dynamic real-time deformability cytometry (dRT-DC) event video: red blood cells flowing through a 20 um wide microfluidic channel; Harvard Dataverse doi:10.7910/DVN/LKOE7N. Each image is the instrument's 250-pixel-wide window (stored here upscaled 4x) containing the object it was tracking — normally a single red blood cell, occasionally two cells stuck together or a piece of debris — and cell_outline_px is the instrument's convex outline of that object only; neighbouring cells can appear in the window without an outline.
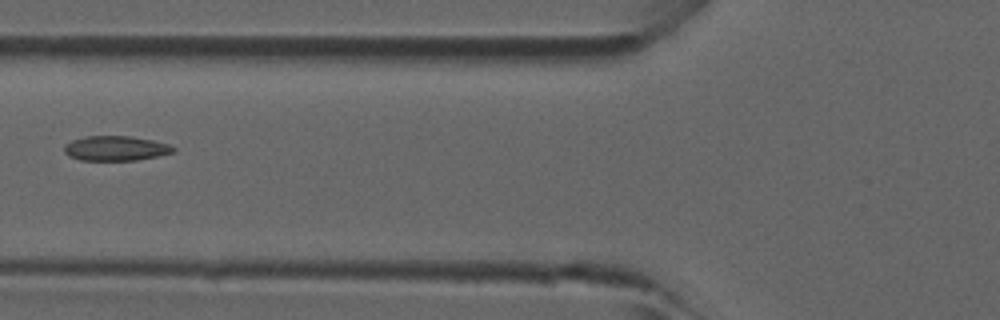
{"species": "common noctule bat (a hibernating species)", "species_latin": "Nyctalus noctula", "temperature_condition": "room temperature", "stored_images_in_passage": 6, "camera_frame_rate_fps": 3000, "um_per_image_px": 0.085, "animal": {"sex": "male", "forearm_length_mm": 52.5}, "frame": {"image": 1, "passage_image": 5, "time_ms": 1.333, "image_size_px": [1000, 320], "cell_outline_px": [[176, 148], [172, 152], [156, 156], [136, 160], [80, 160], [68, 156], [64, 152], [64, 144], [72, 140], [84, 136], [132, 136], [152, 140], [168, 144]], "centroid_in_image_um": [9.78, 12.6], "position_along_channel_um": 116.0, "area_um2": 15.72}}
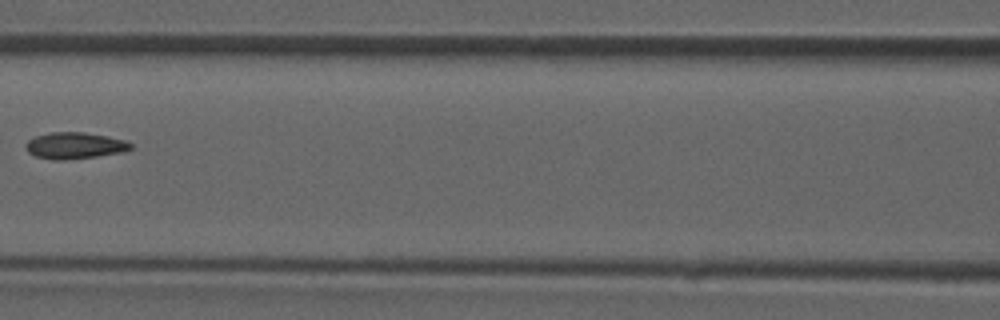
{"frame": {"image": 2, "passage_image": 6, "time_ms": 1.667, "image_size_px": [1000, 320], "cell_outline_px": [[132, 148], [124, 152], [96, 156], [60, 160], [52, 160], [36, 156], [28, 152], [24, 148], [24, 144], [28, 140], [36, 136], [52, 132], [84, 132], [128, 140], [132, 144]], "centroid_in_image_um": [6.35, 12.37], "position_along_channel_um": 160.3, "area_um2": 16.24}}